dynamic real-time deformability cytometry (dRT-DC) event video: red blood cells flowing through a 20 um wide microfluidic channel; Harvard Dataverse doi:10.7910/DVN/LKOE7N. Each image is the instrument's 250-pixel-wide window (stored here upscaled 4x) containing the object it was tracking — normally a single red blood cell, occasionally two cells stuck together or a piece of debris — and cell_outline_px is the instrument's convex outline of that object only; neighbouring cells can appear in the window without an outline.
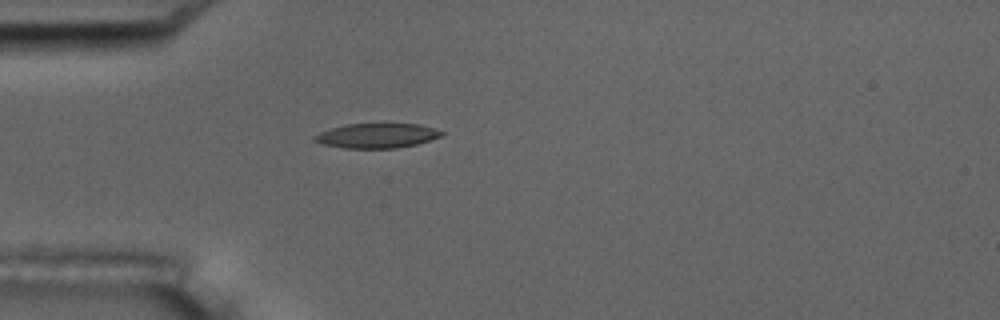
{"species": "common noctule bat (a hibernating species)", "species_latin": "Nyctalus noctula", "temperature_condition": "room temperature", "stored_images_in_passage": 37, "camera_frame_rate_fps": 3000, "um_per_image_px": 0.085, "animal": {"sex": "male", "body_mass_g": 17.5, "forearm_length_mm": 52.3}, "frame": {"image": 1, "passage_image": 1, "time_ms": 0.0, "image_size_px": [1000, 320], "cell_outline_px": [[444, 136], [416, 144], [396, 148], [344, 148], [324, 144], [312, 140], [312, 136], [320, 132], [332, 128], [348, 124], [416, 124], [432, 128], [444, 132]], "centroid_in_image_um": [32.03, 11.54], "position_along_channel_um": 53.0, "area_um2": 18.09}}
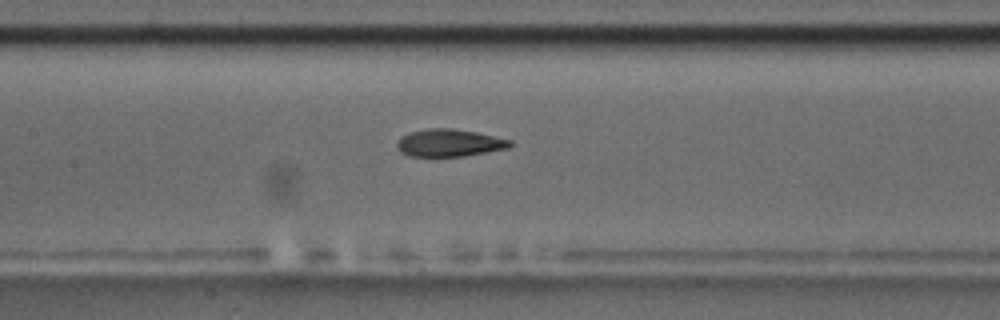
{"frame": {"image": 2, "passage_image": 11, "time_ms": 3.333, "image_size_px": [1000, 320], "cell_outline_px": [[512, 144], [508, 148], [488, 152], [464, 156], [432, 160], [408, 156], [400, 152], [396, 148], [396, 140], [400, 136], [412, 132], [428, 128], [452, 128], [476, 132], [512, 140]], "centroid_in_image_um": [38.1, 12.2], "position_along_channel_um": 169.3, "area_um2": 19.02}, "authors_computed_cell_mechanics": {"area_um2": 18.6116, "velocity_mm_per_s": 3.7323, "shape_relaxation_time_tau1_ms": 4.0968, "shape_relaxation_time_tau2_ms": 2.6735, "deformation_change_tau1": 0.1635, "deformation_change_tau2": 0.094}}